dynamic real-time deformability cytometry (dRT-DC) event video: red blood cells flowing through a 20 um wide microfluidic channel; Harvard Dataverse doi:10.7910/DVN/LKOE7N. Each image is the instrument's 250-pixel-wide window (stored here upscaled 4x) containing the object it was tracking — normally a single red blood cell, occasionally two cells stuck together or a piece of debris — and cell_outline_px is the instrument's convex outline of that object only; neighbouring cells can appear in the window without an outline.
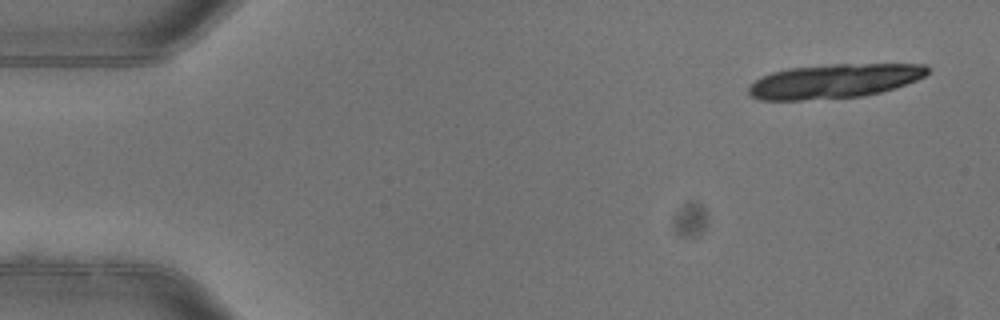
{"species": "common noctule bat (a hibernating species)", "species_latin": "Nyctalus noctula", "temperature_condition": "warm", "stored_images_in_passage": 3, "camera_frame_rate_fps": 3000, "um_per_image_px": 0.085, "animal": {"sex": "female"}, "frame": {"image": 1, "passage_image": 1, "time_ms": 0.0, "image_size_px": [1000, 320], "cell_outline_px": [[928, 72], [924, 76], [916, 80], [896, 88], [864, 96], [800, 100], [760, 100], [752, 96], [748, 92], [748, 88], [756, 80], [772, 72], [788, 68], [836, 64], [924, 64], [928, 68]], "centroid_in_image_um": [70.92, 6.89], "position_along_channel_um": 14.1, "area_um2": 35.43}}